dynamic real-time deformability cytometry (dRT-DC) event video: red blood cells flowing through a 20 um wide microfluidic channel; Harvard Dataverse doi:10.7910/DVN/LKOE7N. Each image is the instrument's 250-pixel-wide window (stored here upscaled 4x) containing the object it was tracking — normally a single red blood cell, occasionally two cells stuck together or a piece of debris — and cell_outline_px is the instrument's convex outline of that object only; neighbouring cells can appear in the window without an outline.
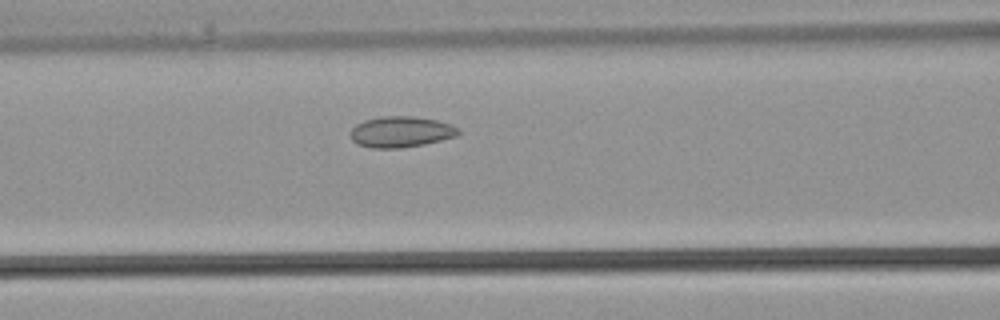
{"species": "common noctule bat (a hibernating species)", "species_latin": "Nyctalus noctula", "temperature_condition": "warm", "stored_images_in_passage": 31, "camera_frame_rate_fps": 3000, "um_per_image_px": 0.085, "animal": {"sex": "male", "body_mass_g": 21.5, "forearm_length_mm": 52.0}, "frame": {"image": 1, "passage_image": 10, "time_ms": 3.0, "image_size_px": [1000, 320], "cell_outline_px": [[460, 132], [456, 136], [424, 144], [400, 148], [372, 148], [356, 144], [352, 140], [352, 128], [356, 124], [364, 120], [380, 116], [412, 116], [436, 120], [460, 128]], "centroid_in_image_um": [34.06, 11.2], "position_along_channel_um": 132.5, "area_um2": 19.36}}
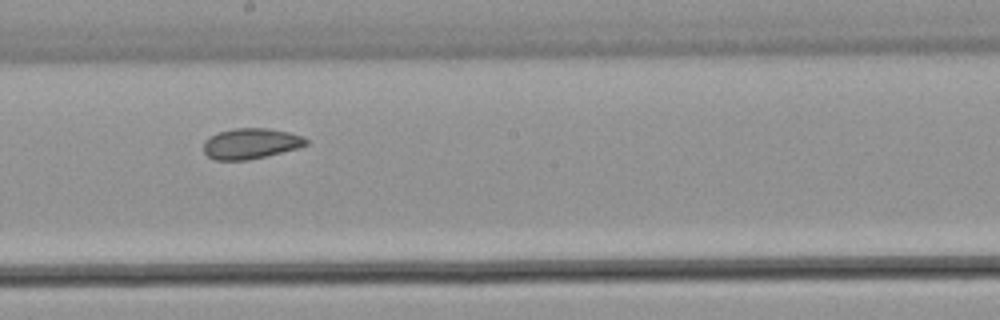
{"frame": {"image": 2, "passage_image": 15, "time_ms": 4.667, "image_size_px": [1000, 320], "cell_outline_px": [[308, 144], [300, 148], [248, 160], [216, 160], [208, 156], [204, 152], [204, 140], [220, 132], [236, 128], [268, 128], [288, 132], [304, 136], [308, 140]], "centroid_in_image_um": [21.36, 12.2], "position_along_channel_um": 226.8, "area_um2": 18.26}}
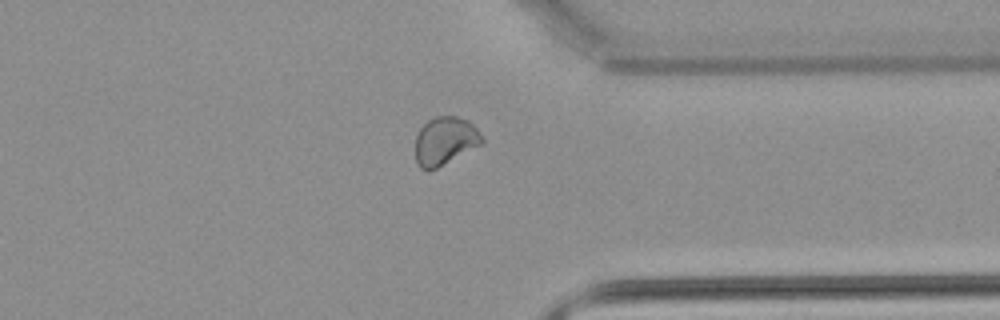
{"frame": {"image": 3, "passage_image": 23, "time_ms": 7.333, "image_size_px": [1000, 320], "cell_outline_px": [[484, 144], [436, 168], [420, 168], [416, 160], [416, 136], [420, 128], [428, 120], [436, 116], [456, 116], [468, 120], [480, 132], [484, 140]], "centroid_in_image_um": [37.86, 11.95], "position_along_channel_um": 373.5, "area_um2": 18.61}}